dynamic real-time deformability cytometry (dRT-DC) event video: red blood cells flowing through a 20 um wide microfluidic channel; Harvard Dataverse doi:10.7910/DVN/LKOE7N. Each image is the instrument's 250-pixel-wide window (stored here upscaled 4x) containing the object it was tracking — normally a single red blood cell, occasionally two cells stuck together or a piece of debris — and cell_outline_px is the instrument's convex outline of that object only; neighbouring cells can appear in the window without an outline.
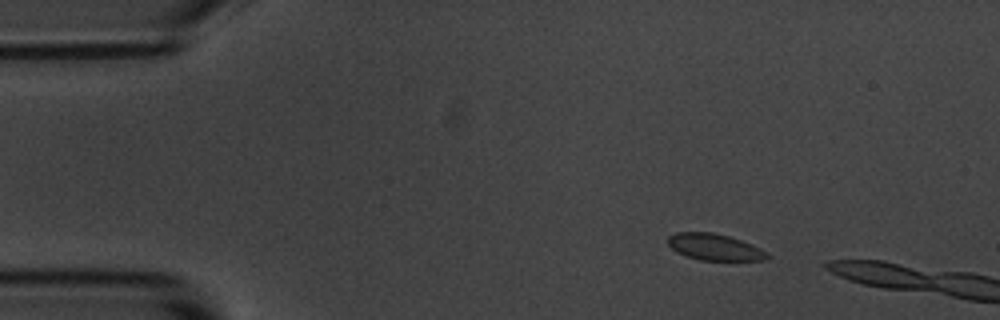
{"species": "common noctule bat (a hibernating species)", "species_latin": "Nyctalus noctula", "temperature_condition": "room temperature", "stored_images_in_passage": 11, "camera_frame_rate_fps": 3000, "um_per_image_px": 0.085, "animal": {"sex": "male", "body_mass_g": 20.1, "forearm_length_mm": 53.5}, "frame": {"image": 1, "passage_image": 8, "time_ms": 2.333, "image_size_px": [1000, 320], "cell_outline_px": [[768, 260], [700, 260], [684, 256], [676, 252], [668, 244], [668, 236], [676, 232], [712, 232], [728, 236], [752, 244], [760, 248], [768, 256]], "centroid_in_image_um": [60.69, 21.0], "position_along_channel_um": 24.3, "area_um2": 15.26}}